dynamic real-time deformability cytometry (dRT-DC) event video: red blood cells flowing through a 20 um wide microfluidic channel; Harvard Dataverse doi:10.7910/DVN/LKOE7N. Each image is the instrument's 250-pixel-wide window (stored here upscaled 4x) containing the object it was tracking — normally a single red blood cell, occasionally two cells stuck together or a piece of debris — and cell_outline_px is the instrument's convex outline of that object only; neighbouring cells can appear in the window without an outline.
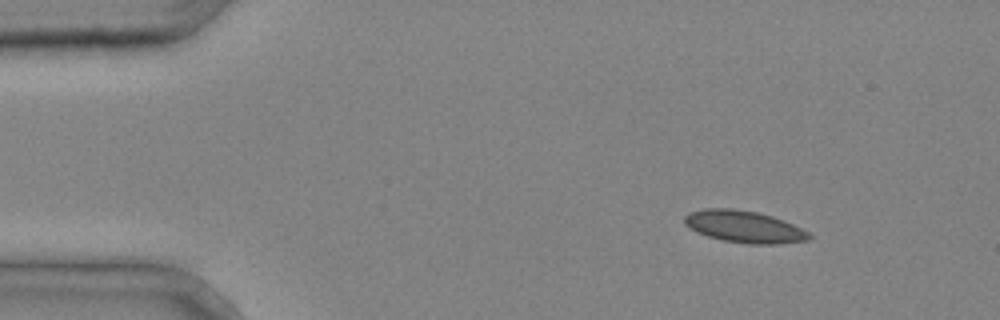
{"species": "common noctule bat (a hibernating species)", "species_latin": "Nyctalus noctula", "temperature_condition": "cold", "stored_images_in_passage": 5, "camera_frame_rate_fps": 3000, "um_per_image_px": 0.085, "animal": {"sex": "male", "body_mass_g": 20.4}, "frame": {"image": 1, "passage_image": 2, "time_ms": 0.333, "image_size_px": [1000, 320], "cell_outline_px": [[812, 236], [808, 240], [776, 244], [748, 244], [724, 240], [708, 236], [696, 232], [684, 224], [684, 216], [688, 212], [704, 208], [732, 208], [756, 212], [772, 216], [784, 220], [808, 232]], "centroid_in_image_um": [63.22, 19.26], "position_along_channel_um": 21.8, "area_um2": 23.18}}
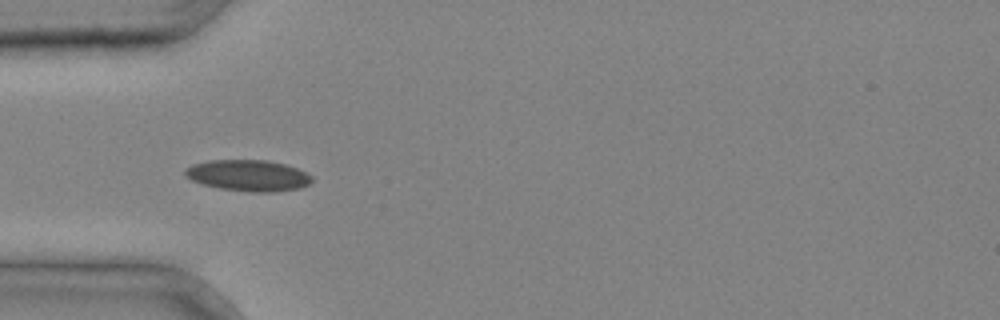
{"frame": {"image": 2, "passage_image": 4, "time_ms": 1.0, "image_size_px": [1000, 320], "cell_outline_px": [[312, 180], [308, 184], [300, 188], [272, 192], [248, 192], [220, 188], [204, 184], [192, 180], [184, 176], [184, 168], [192, 164], [208, 160], [268, 160], [284, 164], [296, 168], [312, 176]], "centroid_in_image_um": [21.06, 14.91], "position_along_channel_um": 63.9, "area_um2": 23.06}}